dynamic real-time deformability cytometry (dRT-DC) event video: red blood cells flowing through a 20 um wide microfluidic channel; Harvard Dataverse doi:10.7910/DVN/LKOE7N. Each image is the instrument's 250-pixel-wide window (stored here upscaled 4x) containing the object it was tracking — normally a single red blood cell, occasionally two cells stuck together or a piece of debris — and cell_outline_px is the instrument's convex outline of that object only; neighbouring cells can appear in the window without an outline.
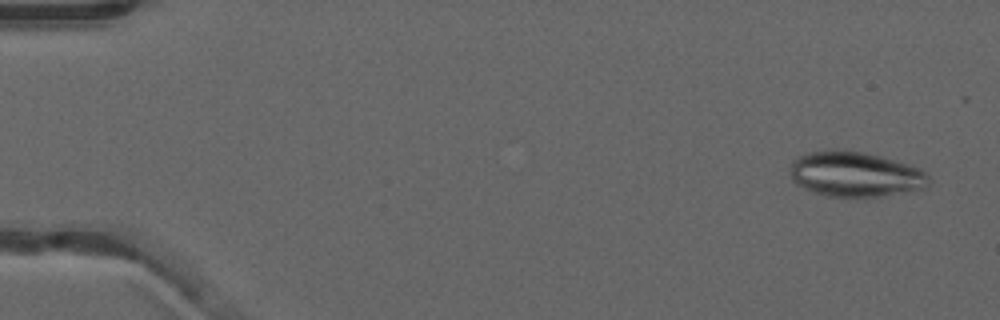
{"species": "common noctule bat (a hibernating species)", "species_latin": "Nyctalus noctula", "temperature_condition": "warm", "stored_images_in_passage": 50, "camera_frame_rate_fps": 3000, "um_per_image_px": 0.085, "animal": {"sex": "male", "forearm_length_mm": 52.5}, "frame": {"image": 1, "passage_image": 1, "time_ms": 0.0, "image_size_px": [1000, 320], "cell_outline_px": [[928, 184], [924, 188], [912, 192], [880, 196], [828, 196], [812, 192], [796, 184], [792, 180], [788, 172], [792, 160], [808, 152], [832, 148], [844, 148], [864, 152], [880, 156], [908, 164], [920, 168], [928, 176]], "centroid_in_image_um": [72.65, 14.79], "position_along_channel_um": 12.3, "area_um2": 36.99}}
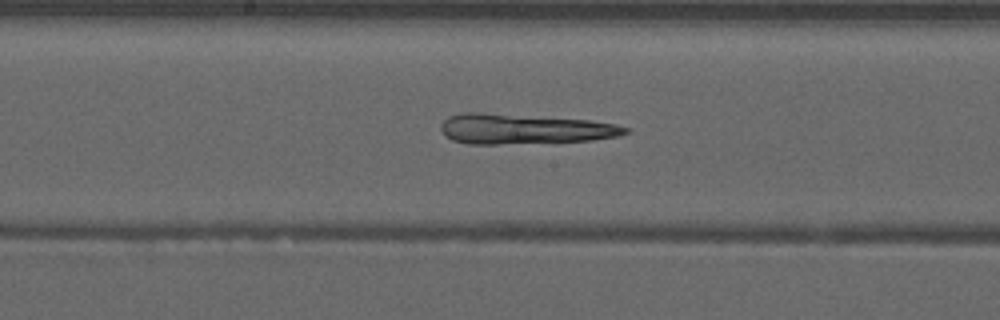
{"frame": {"image": 2, "passage_image": 26, "time_ms": 8.333, "image_size_px": [1000, 320], "cell_outline_px": [[628, 132], [620, 136], [592, 140], [496, 144], [468, 144], [452, 140], [444, 136], [440, 128], [440, 124], [448, 116], [464, 112], [480, 112], [588, 120], [616, 124], [628, 128]], "centroid_in_image_um": [44.5, 10.96], "position_along_channel_um": 203.7, "area_um2": 32.31}}
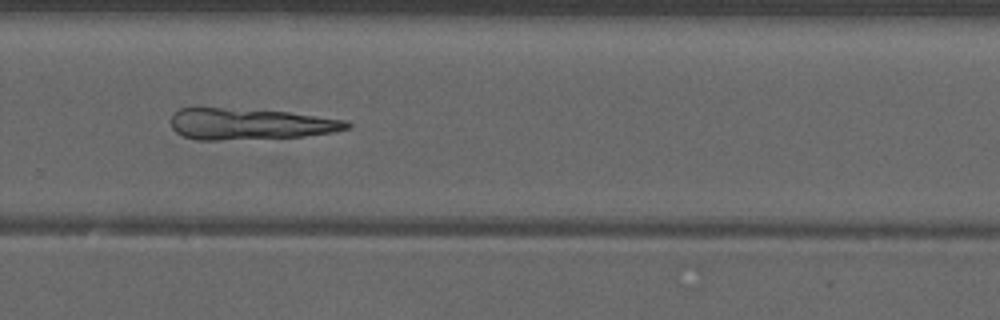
{"frame": {"image": 3, "passage_image": 34, "time_ms": 11.0, "image_size_px": [1000, 320], "cell_outline_px": [[352, 124], [348, 128], [332, 132], [304, 136], [216, 140], [196, 140], [184, 136], [176, 132], [172, 128], [172, 112], [176, 108], [200, 104], [288, 112], [344, 120]], "centroid_in_image_um": [21.08, 10.48], "position_along_channel_um": 308.7, "area_um2": 33.0}}